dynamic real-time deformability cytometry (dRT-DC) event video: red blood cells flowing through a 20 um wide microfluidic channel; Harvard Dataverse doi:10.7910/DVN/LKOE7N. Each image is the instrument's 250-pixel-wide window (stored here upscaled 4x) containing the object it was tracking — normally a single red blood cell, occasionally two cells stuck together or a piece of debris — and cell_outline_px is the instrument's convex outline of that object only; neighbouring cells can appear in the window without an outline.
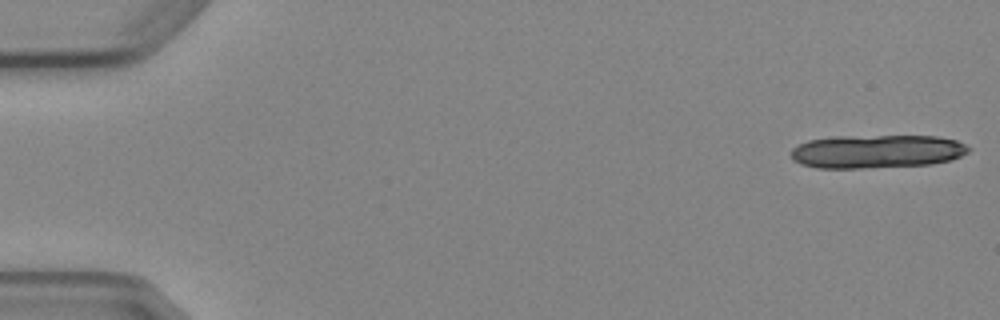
{"species": "Egyptian fruit bat (a non-hibernating species)", "species_latin": "Rousettus aegyptiacus", "temperature_condition": "cold", "stored_images_in_passage": 7, "camera_frame_rate_fps": 3000, "um_per_image_px": 0.085, "animal": {"sex": "female"}, "frame": {"image": 1, "passage_image": 1, "time_ms": 0.0, "image_size_px": [1000, 320], "cell_outline_px": [[972, 148], [968, 152], [952, 160], [932, 164], [860, 168], [816, 168], [800, 164], [792, 160], [792, 148], [808, 140], [836, 136], [936, 136], [956, 140]], "centroid_in_image_um": [74.53, 12.87], "position_along_channel_um": 10.5, "area_um2": 34.68}}